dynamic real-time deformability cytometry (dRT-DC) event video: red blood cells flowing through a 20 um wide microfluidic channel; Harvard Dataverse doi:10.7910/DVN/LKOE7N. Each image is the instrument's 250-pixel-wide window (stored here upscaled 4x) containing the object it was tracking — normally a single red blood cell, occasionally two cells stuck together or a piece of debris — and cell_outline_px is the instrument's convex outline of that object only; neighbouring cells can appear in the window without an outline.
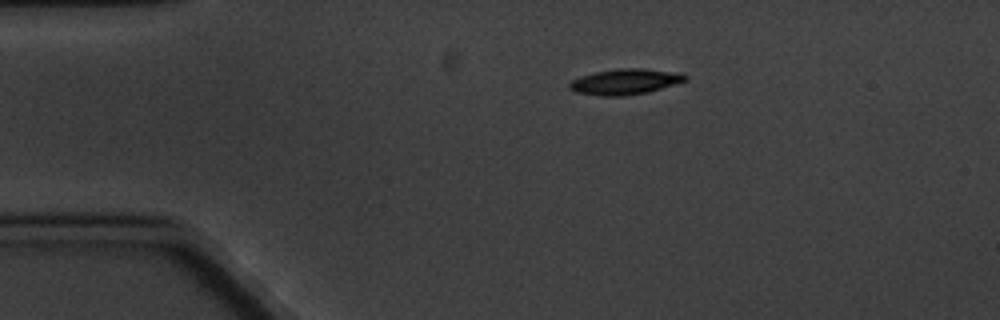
{"species": "common noctule bat (a hibernating species)", "species_latin": "Nyctalus noctula", "temperature_condition": "cold", "stored_images_in_passage": 4, "camera_frame_rate_fps": 3000, "um_per_image_px": 0.085, "animal": {"sex": "male", "body_mass_g": 20.1, "forearm_length_mm": 53.5}, "frame": {"image": 1, "passage_image": 1, "time_ms": 0.0, "image_size_px": [1000, 320], "cell_outline_px": [[688, 80], [648, 92], [624, 96], [604, 96], [576, 92], [568, 88], [568, 84], [572, 80], [580, 76], [596, 72], [620, 68], [644, 68], [680, 72], [688, 76]], "centroid_in_image_um": [53.16, 6.93], "position_along_channel_um": 31.8, "area_um2": 17.4}}
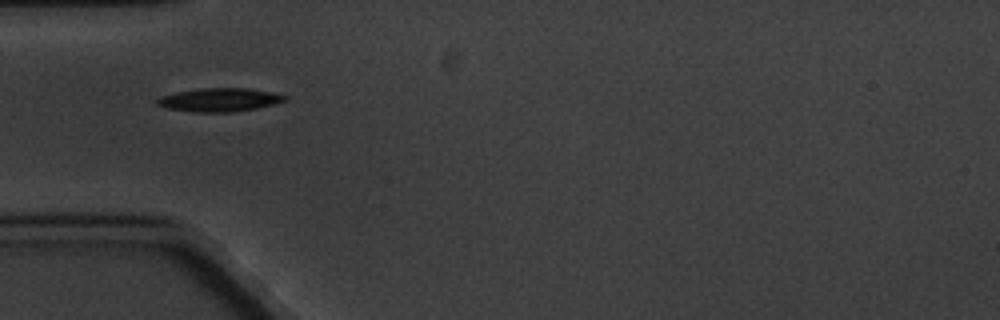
{"frame": {"image": 2, "passage_image": 3, "time_ms": 2.333, "image_size_px": [1000, 320], "cell_outline_px": [[288, 100], [256, 108], [232, 112], [192, 112], [168, 108], [156, 104], [156, 100], [160, 96], [176, 92], [200, 88], [248, 88], [276, 92], [288, 96]], "centroid_in_image_um": [18.68, 8.47], "position_along_channel_um": 66.3, "area_um2": 17.57}}